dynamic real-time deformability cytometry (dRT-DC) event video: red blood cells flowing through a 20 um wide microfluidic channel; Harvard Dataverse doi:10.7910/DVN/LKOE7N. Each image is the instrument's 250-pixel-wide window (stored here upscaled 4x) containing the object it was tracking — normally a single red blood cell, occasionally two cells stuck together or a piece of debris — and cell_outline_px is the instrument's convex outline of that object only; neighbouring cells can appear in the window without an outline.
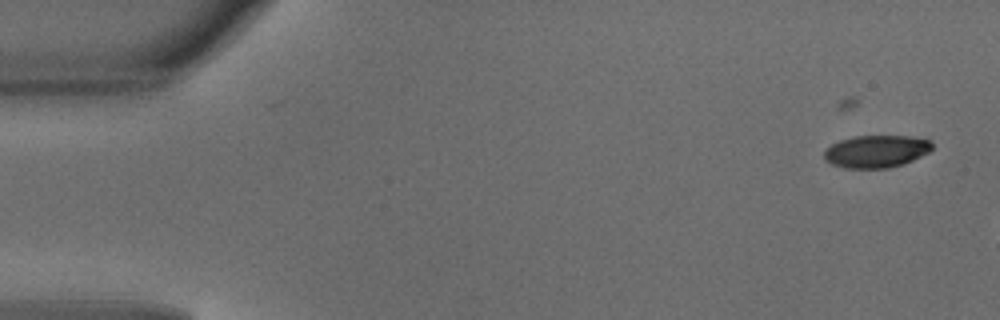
{"species": "common noctule bat (a hibernating species)", "species_latin": "Nyctalus noctula", "temperature_condition": "warm", "stored_images_in_passage": 6, "camera_frame_rate_fps": 3000, "um_per_image_px": 0.085, "animal": {"sex": "male", "body_mass_g": 18.8}, "frame": {"image": 1, "passage_image": 1, "time_ms": 0.0, "image_size_px": [1000, 320], "cell_outline_px": [[932, 148], [928, 152], [904, 164], [888, 168], [844, 168], [832, 164], [824, 160], [824, 152], [832, 144], [840, 140], [856, 136], [908, 136], [928, 140], [932, 144]], "centroid_in_image_um": [74.46, 12.87], "position_along_channel_um": 10.5, "area_um2": 20.23}}